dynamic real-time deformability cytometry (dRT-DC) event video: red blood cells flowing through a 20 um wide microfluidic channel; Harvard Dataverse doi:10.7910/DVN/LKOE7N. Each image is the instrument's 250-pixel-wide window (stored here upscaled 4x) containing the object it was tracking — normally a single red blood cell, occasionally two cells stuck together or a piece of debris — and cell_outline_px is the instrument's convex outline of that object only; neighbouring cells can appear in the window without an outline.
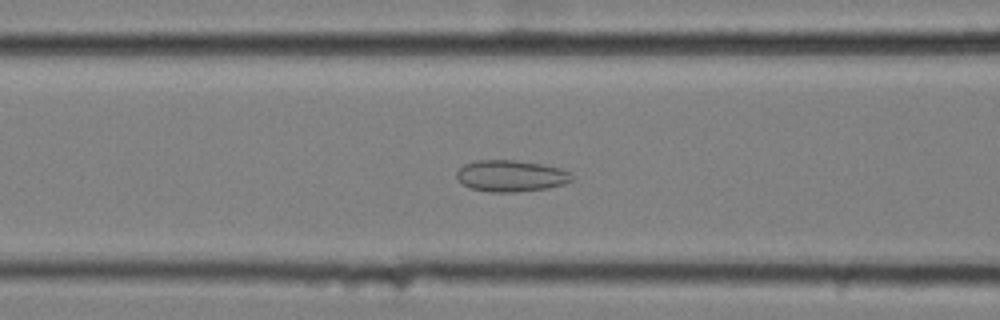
{"species": "common noctule bat (a hibernating species)", "species_latin": "Nyctalus noctula", "temperature_condition": "cold", "stored_images_in_passage": 58, "camera_frame_rate_fps": 3000, "um_per_image_px": 0.085, "animal": {"sex": "female", "body_mass_g": 25.1}, "frame": {"image": 1, "passage_image": 23, "time_ms": 7.333, "image_size_px": [1000, 320], "cell_outline_px": [[576, 176], [572, 180], [564, 184], [548, 188], [512, 192], [488, 192], [472, 188], [464, 184], [456, 176], [456, 172], [464, 164], [476, 160], [512, 160], [540, 164], [560, 168], [572, 172]], "centroid_in_image_um": [43.47, 14.95], "position_along_channel_um": 123.1, "area_um2": 21.1}}
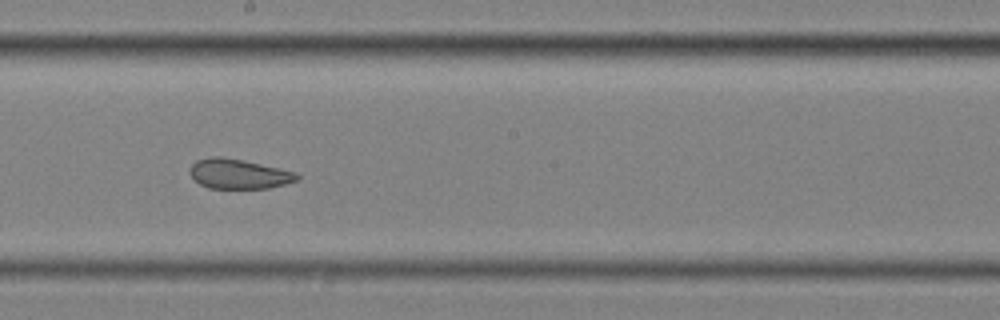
{"frame": {"image": 2, "passage_image": 32, "time_ms": 10.333, "image_size_px": [1000, 320], "cell_outline_px": [[300, 176], [296, 180], [284, 184], [268, 188], [208, 188], [200, 184], [188, 172], [188, 168], [196, 160], [212, 156], [220, 156], [280, 168], [296, 172]], "centroid_in_image_um": [20.25, 14.78], "position_along_channel_um": 227.9, "area_um2": 18.44}}
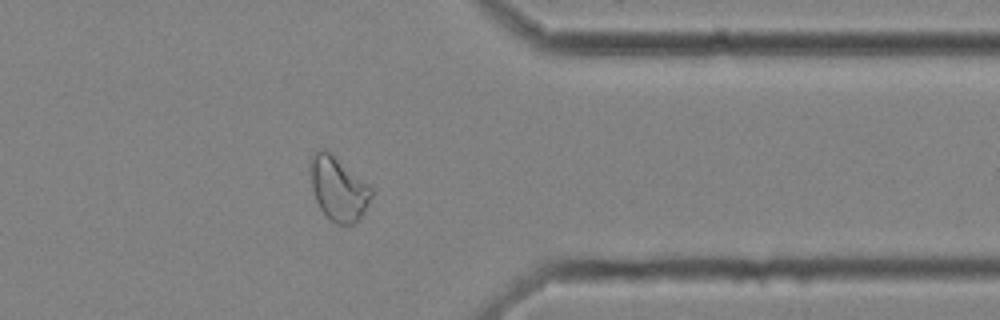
{"frame": {"image": 3, "passage_image": 46, "time_ms": 15.0, "image_size_px": [1000, 320], "cell_outline_px": [[372, 196], [360, 220], [352, 224], [336, 224], [320, 208], [316, 200], [312, 188], [308, 164], [312, 156], [320, 148], [328, 148], [368, 184], [372, 188]], "centroid_in_image_um": [28.74, 15.98], "position_along_channel_um": 382.7, "area_um2": 23.0}, "authors_computed_cell_mechanics": {"area_um2": 23.987, "velocity_mm_per_s": 3.498, "shape_relaxation_time_tau1_ms": null, "shape_relaxation_time_tau2_ms": 1.7797, "deformation_change_tau1": null, "deformation_change_tau2": 0.0783}}